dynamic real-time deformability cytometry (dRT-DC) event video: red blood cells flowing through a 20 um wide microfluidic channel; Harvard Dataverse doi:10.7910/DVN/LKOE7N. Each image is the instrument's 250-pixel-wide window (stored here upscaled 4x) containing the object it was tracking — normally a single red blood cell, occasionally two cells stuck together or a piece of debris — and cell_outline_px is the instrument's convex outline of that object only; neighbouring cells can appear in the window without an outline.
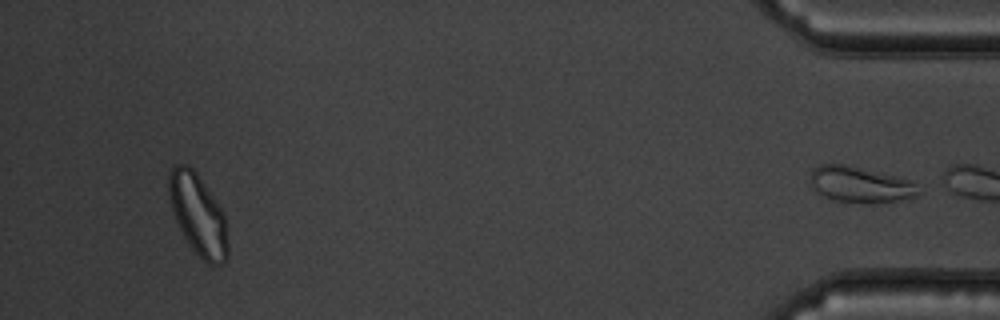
{"species": "common noctule bat (a hibernating species)", "species_latin": "Nyctalus noctula", "temperature_condition": "warm", "stored_images_in_passage": 47, "segment_of_instrument_passage": [2, 2], "camera_frame_rate_fps": 3000, "um_per_image_px": 0.085, "animal": {"sex": "male", "body_mass_g": 19.5, "forearm_length_mm": 54.6}, "frame": {"image": 1, "passage_image": 47, "time_ms": 15.333, "image_size_px": [1000, 320], "cell_outline_px": [[920, 192], [916, 196], [896, 200], [832, 200], [824, 196], [808, 180], [808, 176], [812, 168], [820, 164], [844, 164], [900, 176], [912, 180]], "centroid_in_image_um": [73.09, 15.61], "position_along_channel_um": 362.1, "area_um2": 21.91}}